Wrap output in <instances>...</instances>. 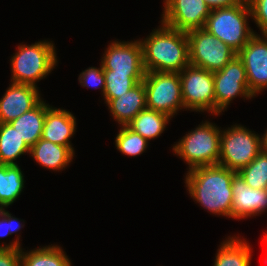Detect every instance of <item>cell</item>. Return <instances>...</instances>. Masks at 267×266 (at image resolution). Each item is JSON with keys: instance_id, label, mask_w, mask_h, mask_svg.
I'll return each mask as SVG.
<instances>
[{"instance_id": "cell-18", "label": "cell", "mask_w": 267, "mask_h": 266, "mask_svg": "<svg viewBox=\"0 0 267 266\" xmlns=\"http://www.w3.org/2000/svg\"><path fill=\"white\" fill-rule=\"evenodd\" d=\"M29 155L42 167L62 171L75 156L72 146H63L40 138L31 148Z\"/></svg>"}, {"instance_id": "cell-9", "label": "cell", "mask_w": 267, "mask_h": 266, "mask_svg": "<svg viewBox=\"0 0 267 266\" xmlns=\"http://www.w3.org/2000/svg\"><path fill=\"white\" fill-rule=\"evenodd\" d=\"M184 109L215 115L214 74L188 65L179 72Z\"/></svg>"}, {"instance_id": "cell-4", "label": "cell", "mask_w": 267, "mask_h": 266, "mask_svg": "<svg viewBox=\"0 0 267 266\" xmlns=\"http://www.w3.org/2000/svg\"><path fill=\"white\" fill-rule=\"evenodd\" d=\"M11 57V82L32 85L44 79L57 65L55 46L52 41L20 44Z\"/></svg>"}, {"instance_id": "cell-25", "label": "cell", "mask_w": 267, "mask_h": 266, "mask_svg": "<svg viewBox=\"0 0 267 266\" xmlns=\"http://www.w3.org/2000/svg\"><path fill=\"white\" fill-rule=\"evenodd\" d=\"M237 173L249 187L267 189V152L261 151L249 165Z\"/></svg>"}, {"instance_id": "cell-19", "label": "cell", "mask_w": 267, "mask_h": 266, "mask_svg": "<svg viewBox=\"0 0 267 266\" xmlns=\"http://www.w3.org/2000/svg\"><path fill=\"white\" fill-rule=\"evenodd\" d=\"M50 107L41 100L34 108L10 122L29 148L42 138L45 114Z\"/></svg>"}, {"instance_id": "cell-34", "label": "cell", "mask_w": 267, "mask_h": 266, "mask_svg": "<svg viewBox=\"0 0 267 266\" xmlns=\"http://www.w3.org/2000/svg\"><path fill=\"white\" fill-rule=\"evenodd\" d=\"M264 240L266 241L267 244V234L264 236Z\"/></svg>"}, {"instance_id": "cell-17", "label": "cell", "mask_w": 267, "mask_h": 266, "mask_svg": "<svg viewBox=\"0 0 267 266\" xmlns=\"http://www.w3.org/2000/svg\"><path fill=\"white\" fill-rule=\"evenodd\" d=\"M108 109L119 126L127 125L142 110L146 109V90L143 81L128 92L113 98L107 103Z\"/></svg>"}, {"instance_id": "cell-1", "label": "cell", "mask_w": 267, "mask_h": 266, "mask_svg": "<svg viewBox=\"0 0 267 266\" xmlns=\"http://www.w3.org/2000/svg\"><path fill=\"white\" fill-rule=\"evenodd\" d=\"M236 173L221 165L200 166L187 171L185 184L191 198L201 207L231 218L232 181Z\"/></svg>"}, {"instance_id": "cell-3", "label": "cell", "mask_w": 267, "mask_h": 266, "mask_svg": "<svg viewBox=\"0 0 267 266\" xmlns=\"http://www.w3.org/2000/svg\"><path fill=\"white\" fill-rule=\"evenodd\" d=\"M247 0L230 7L211 9L204 29L238 53L257 32L249 27Z\"/></svg>"}, {"instance_id": "cell-33", "label": "cell", "mask_w": 267, "mask_h": 266, "mask_svg": "<svg viewBox=\"0 0 267 266\" xmlns=\"http://www.w3.org/2000/svg\"><path fill=\"white\" fill-rule=\"evenodd\" d=\"M260 142H261V150L267 152V129L264 135L260 137Z\"/></svg>"}, {"instance_id": "cell-21", "label": "cell", "mask_w": 267, "mask_h": 266, "mask_svg": "<svg viewBox=\"0 0 267 266\" xmlns=\"http://www.w3.org/2000/svg\"><path fill=\"white\" fill-rule=\"evenodd\" d=\"M18 164H0V208H7L21 195L24 174Z\"/></svg>"}, {"instance_id": "cell-8", "label": "cell", "mask_w": 267, "mask_h": 266, "mask_svg": "<svg viewBox=\"0 0 267 266\" xmlns=\"http://www.w3.org/2000/svg\"><path fill=\"white\" fill-rule=\"evenodd\" d=\"M190 65L209 72L220 71L237 53L204 28L186 32Z\"/></svg>"}, {"instance_id": "cell-16", "label": "cell", "mask_w": 267, "mask_h": 266, "mask_svg": "<svg viewBox=\"0 0 267 266\" xmlns=\"http://www.w3.org/2000/svg\"><path fill=\"white\" fill-rule=\"evenodd\" d=\"M76 127V118L70 111L51 106L45 114L42 139L72 146L70 139L75 134Z\"/></svg>"}, {"instance_id": "cell-26", "label": "cell", "mask_w": 267, "mask_h": 266, "mask_svg": "<svg viewBox=\"0 0 267 266\" xmlns=\"http://www.w3.org/2000/svg\"><path fill=\"white\" fill-rule=\"evenodd\" d=\"M116 135L115 146L122 154L136 157L145 152L148 141L139 133L131 130L127 125L120 126Z\"/></svg>"}, {"instance_id": "cell-20", "label": "cell", "mask_w": 267, "mask_h": 266, "mask_svg": "<svg viewBox=\"0 0 267 266\" xmlns=\"http://www.w3.org/2000/svg\"><path fill=\"white\" fill-rule=\"evenodd\" d=\"M220 246L213 266H250L252 249L244 238L228 236Z\"/></svg>"}, {"instance_id": "cell-32", "label": "cell", "mask_w": 267, "mask_h": 266, "mask_svg": "<svg viewBox=\"0 0 267 266\" xmlns=\"http://www.w3.org/2000/svg\"><path fill=\"white\" fill-rule=\"evenodd\" d=\"M244 0H204V2L211 8L230 7L242 3Z\"/></svg>"}, {"instance_id": "cell-10", "label": "cell", "mask_w": 267, "mask_h": 266, "mask_svg": "<svg viewBox=\"0 0 267 266\" xmlns=\"http://www.w3.org/2000/svg\"><path fill=\"white\" fill-rule=\"evenodd\" d=\"M215 115L227 109L237 96L251 99L246 70L242 60L236 55L220 71L214 72Z\"/></svg>"}, {"instance_id": "cell-2", "label": "cell", "mask_w": 267, "mask_h": 266, "mask_svg": "<svg viewBox=\"0 0 267 266\" xmlns=\"http://www.w3.org/2000/svg\"><path fill=\"white\" fill-rule=\"evenodd\" d=\"M160 23L158 29L139 40L145 71L179 73L190 64L187 34Z\"/></svg>"}, {"instance_id": "cell-7", "label": "cell", "mask_w": 267, "mask_h": 266, "mask_svg": "<svg viewBox=\"0 0 267 266\" xmlns=\"http://www.w3.org/2000/svg\"><path fill=\"white\" fill-rule=\"evenodd\" d=\"M143 83L147 109L173 118L184 108L179 73L146 72Z\"/></svg>"}, {"instance_id": "cell-27", "label": "cell", "mask_w": 267, "mask_h": 266, "mask_svg": "<svg viewBox=\"0 0 267 266\" xmlns=\"http://www.w3.org/2000/svg\"><path fill=\"white\" fill-rule=\"evenodd\" d=\"M105 90L104 100L107 104L111 99L118 98L128 92L137 83L128 74L114 73L113 70H104Z\"/></svg>"}, {"instance_id": "cell-30", "label": "cell", "mask_w": 267, "mask_h": 266, "mask_svg": "<svg viewBox=\"0 0 267 266\" xmlns=\"http://www.w3.org/2000/svg\"><path fill=\"white\" fill-rule=\"evenodd\" d=\"M251 17L259 27L260 34L267 35V0H247Z\"/></svg>"}, {"instance_id": "cell-31", "label": "cell", "mask_w": 267, "mask_h": 266, "mask_svg": "<svg viewBox=\"0 0 267 266\" xmlns=\"http://www.w3.org/2000/svg\"><path fill=\"white\" fill-rule=\"evenodd\" d=\"M0 266H21L20 249H0Z\"/></svg>"}, {"instance_id": "cell-5", "label": "cell", "mask_w": 267, "mask_h": 266, "mask_svg": "<svg viewBox=\"0 0 267 266\" xmlns=\"http://www.w3.org/2000/svg\"><path fill=\"white\" fill-rule=\"evenodd\" d=\"M221 129L209 121L198 125L182 137L172 150L189 165V170L200 166L218 165Z\"/></svg>"}, {"instance_id": "cell-11", "label": "cell", "mask_w": 267, "mask_h": 266, "mask_svg": "<svg viewBox=\"0 0 267 266\" xmlns=\"http://www.w3.org/2000/svg\"><path fill=\"white\" fill-rule=\"evenodd\" d=\"M104 70L128 74L136 83L144 80L146 74L141 43L134 41H113L100 59Z\"/></svg>"}, {"instance_id": "cell-13", "label": "cell", "mask_w": 267, "mask_h": 266, "mask_svg": "<svg viewBox=\"0 0 267 266\" xmlns=\"http://www.w3.org/2000/svg\"><path fill=\"white\" fill-rule=\"evenodd\" d=\"M237 56L244 64L249 91L255 97L267 88V35L255 33Z\"/></svg>"}, {"instance_id": "cell-24", "label": "cell", "mask_w": 267, "mask_h": 266, "mask_svg": "<svg viewBox=\"0 0 267 266\" xmlns=\"http://www.w3.org/2000/svg\"><path fill=\"white\" fill-rule=\"evenodd\" d=\"M30 148L10 123H0V164H17L16 159Z\"/></svg>"}, {"instance_id": "cell-15", "label": "cell", "mask_w": 267, "mask_h": 266, "mask_svg": "<svg viewBox=\"0 0 267 266\" xmlns=\"http://www.w3.org/2000/svg\"><path fill=\"white\" fill-rule=\"evenodd\" d=\"M233 201L231 218L246 219L267 210V189H254L246 185L236 173L232 181Z\"/></svg>"}, {"instance_id": "cell-14", "label": "cell", "mask_w": 267, "mask_h": 266, "mask_svg": "<svg viewBox=\"0 0 267 266\" xmlns=\"http://www.w3.org/2000/svg\"><path fill=\"white\" fill-rule=\"evenodd\" d=\"M41 100L38 87L11 82L0 99V123H10Z\"/></svg>"}, {"instance_id": "cell-23", "label": "cell", "mask_w": 267, "mask_h": 266, "mask_svg": "<svg viewBox=\"0 0 267 266\" xmlns=\"http://www.w3.org/2000/svg\"><path fill=\"white\" fill-rule=\"evenodd\" d=\"M58 245L34 248L29 252L20 249L21 266H71L70 259Z\"/></svg>"}, {"instance_id": "cell-22", "label": "cell", "mask_w": 267, "mask_h": 266, "mask_svg": "<svg viewBox=\"0 0 267 266\" xmlns=\"http://www.w3.org/2000/svg\"><path fill=\"white\" fill-rule=\"evenodd\" d=\"M169 120H171V117L168 115L146 108L133 118L127 126L147 141H150L163 133Z\"/></svg>"}, {"instance_id": "cell-12", "label": "cell", "mask_w": 267, "mask_h": 266, "mask_svg": "<svg viewBox=\"0 0 267 266\" xmlns=\"http://www.w3.org/2000/svg\"><path fill=\"white\" fill-rule=\"evenodd\" d=\"M161 22L179 31L204 28L211 8L204 0H165Z\"/></svg>"}, {"instance_id": "cell-29", "label": "cell", "mask_w": 267, "mask_h": 266, "mask_svg": "<svg viewBox=\"0 0 267 266\" xmlns=\"http://www.w3.org/2000/svg\"><path fill=\"white\" fill-rule=\"evenodd\" d=\"M78 81L83 87H99L102 90V95H104L105 77L102 64H100V68L89 67L82 71L78 77Z\"/></svg>"}, {"instance_id": "cell-28", "label": "cell", "mask_w": 267, "mask_h": 266, "mask_svg": "<svg viewBox=\"0 0 267 266\" xmlns=\"http://www.w3.org/2000/svg\"><path fill=\"white\" fill-rule=\"evenodd\" d=\"M21 221V219L11 216L4 208H0V238L12 235L23 228L24 224L20 223ZM19 241V236H17L8 245L3 242V245H0V249H21Z\"/></svg>"}, {"instance_id": "cell-6", "label": "cell", "mask_w": 267, "mask_h": 266, "mask_svg": "<svg viewBox=\"0 0 267 266\" xmlns=\"http://www.w3.org/2000/svg\"><path fill=\"white\" fill-rule=\"evenodd\" d=\"M246 128L235 124L231 128L221 130L218 165L238 172L262 151L260 135Z\"/></svg>"}]
</instances>
